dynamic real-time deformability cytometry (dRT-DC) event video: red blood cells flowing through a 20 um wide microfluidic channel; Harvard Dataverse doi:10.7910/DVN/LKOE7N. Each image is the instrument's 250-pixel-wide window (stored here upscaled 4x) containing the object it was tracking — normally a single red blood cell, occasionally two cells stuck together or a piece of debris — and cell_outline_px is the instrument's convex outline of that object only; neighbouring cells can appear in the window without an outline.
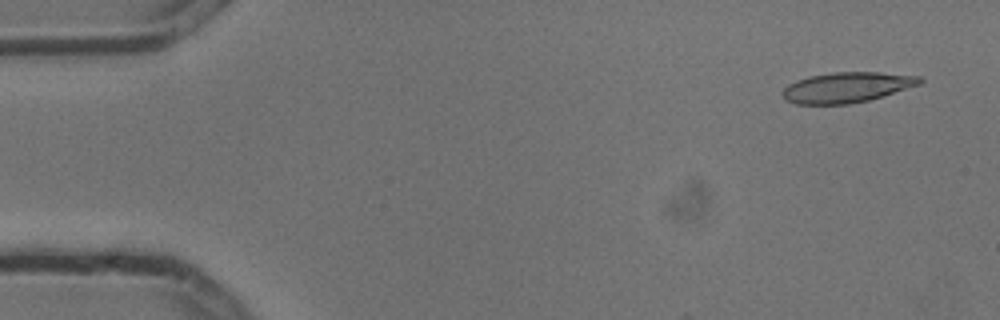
{"species": "common noctule bat (a hibernating species)", "species_latin": "Nyctalus noctula", "temperature_condition": "cold", "stored_images_in_passage": 5, "camera_frame_rate_fps": 3000, "um_per_image_px": 0.085, "animal": {"sex": "male", "body_mass_g": 13.3}, "frame": {"image": 1, "passage_image": 1, "time_ms": 0.0, "image_size_px": [1000, 320], "cell_outline_px": [[924, 80], [920, 84], [868, 100], [848, 104], [796, 104], [784, 100], [784, 88], [788, 84], [796, 80], [808, 76], [832, 72], [880, 72], [920, 76]], "centroid_in_image_um": [71.96, 7.41], "position_along_channel_um": 13.0, "area_um2": 24.16}}